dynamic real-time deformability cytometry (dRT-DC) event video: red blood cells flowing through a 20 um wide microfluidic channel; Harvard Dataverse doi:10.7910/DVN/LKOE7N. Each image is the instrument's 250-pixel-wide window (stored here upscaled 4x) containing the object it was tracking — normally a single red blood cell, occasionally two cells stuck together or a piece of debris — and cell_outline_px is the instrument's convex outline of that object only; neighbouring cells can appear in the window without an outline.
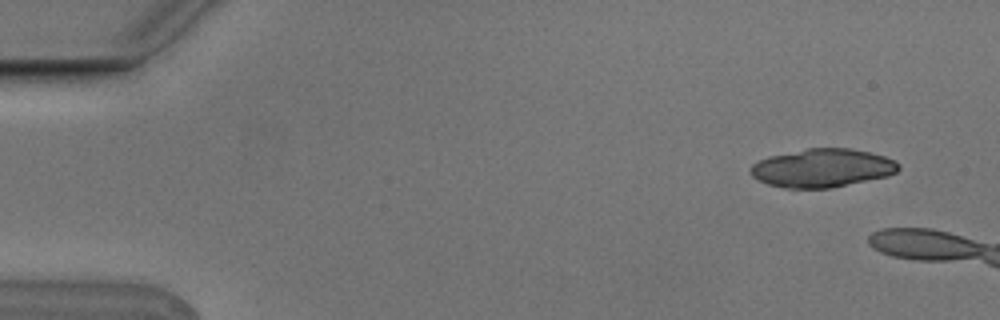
{"species": "Egyptian fruit bat (a non-hibernating species)", "species_latin": "Rousettus aegyptiacus", "temperature_condition": "cold", "stored_images_in_passage": 6, "segment_of_instrument_passage": [2, 2], "camera_frame_rate_fps": 3000, "um_per_image_px": 0.085, "animal": {"sex": "male"}, "frame": {"image": 1, "passage_image": 6, "time_ms": 1.667, "image_size_px": [1000, 320], "cell_outline_px": [[900, 168], [896, 172], [888, 176], [832, 188], [784, 188], [768, 184], [752, 176], [748, 168], [752, 164], [768, 156], [808, 148], [848, 148], [868, 152], [884, 156], [896, 160], [900, 164]], "centroid_in_image_um": [69.9, 14.28], "position_along_channel_um": 15.1, "area_um2": 33.23}}